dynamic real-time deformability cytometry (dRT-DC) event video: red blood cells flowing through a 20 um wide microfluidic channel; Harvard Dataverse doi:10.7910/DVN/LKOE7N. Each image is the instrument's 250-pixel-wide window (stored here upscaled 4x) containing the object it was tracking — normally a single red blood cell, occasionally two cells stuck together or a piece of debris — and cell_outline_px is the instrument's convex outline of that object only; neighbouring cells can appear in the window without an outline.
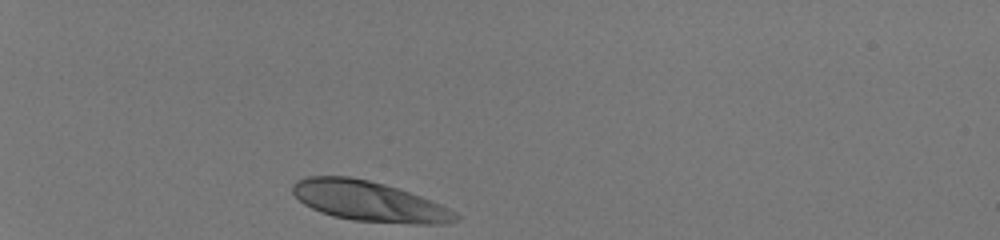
{"species": "human", "species_latin": "Homo sapiens", "temperature_condition": "room temperature", "stored_images_in_passage": 31, "camera_frame_rate_fps": 3000, "um_per_image_px": 0.085, "donor": {"sex": "male"}, "frame": {"image": 1, "passage_image": 1, "time_ms": 0.0, "image_size_px": [1000, 240], "cell_outline_px": [[460, 220], [448, 224], [416, 224], [352, 220], [332, 216], [320, 212], [304, 204], [292, 192], [292, 184], [308, 176], [348, 176], [368, 180], [384, 184], [420, 196], [440, 204], [456, 212], [460, 216]], "centroid_in_image_um": [31.4, 17.12], "position_along_channel_um": 53.6, "area_um2": 37.97}}
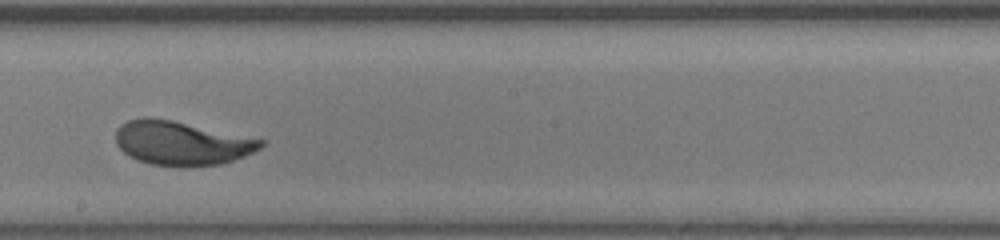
{"frame": {"image": 2, "passage_image": 18, "time_ms": 5.667, "image_size_px": [1000, 240], "cell_outline_px": [[264, 144], [260, 148], [244, 156], [220, 164], [152, 164], [128, 156], [116, 144], [116, 128], [120, 124], [128, 120], [144, 116], [172, 120], [264, 140]], "centroid_in_image_um": [15.38, 12.12], "position_along_channel_um": 232.8, "area_um2": 36.24}}
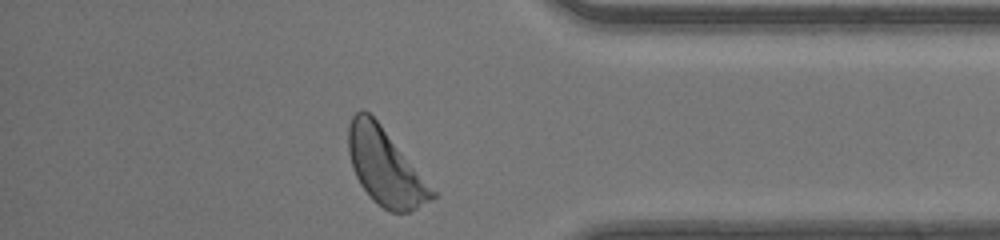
{"frame": {"image": 3, "passage_image": 31, "time_ms": 10.0, "image_size_px": [1000, 240], "cell_outline_px": [[436, 196], [416, 208], [408, 212], [392, 212], [384, 208], [372, 200], [360, 184], [352, 168], [348, 152], [348, 124], [352, 116], [360, 108], [368, 112], [380, 124], [436, 192]], "centroid_in_image_um": [32.7, 14.18], "position_along_channel_um": 402.5, "area_um2": 36.65}, "authors_computed_cell_mechanics": {"area_um2": 37.3388, "velocity_mm_per_s": 4.1184, "shape_relaxation_time_tau1_ms": 3.4557, "shape_relaxation_time_tau2_ms": null, "deformation_change_tau1": 0.2071, "deformation_change_tau2": null}}